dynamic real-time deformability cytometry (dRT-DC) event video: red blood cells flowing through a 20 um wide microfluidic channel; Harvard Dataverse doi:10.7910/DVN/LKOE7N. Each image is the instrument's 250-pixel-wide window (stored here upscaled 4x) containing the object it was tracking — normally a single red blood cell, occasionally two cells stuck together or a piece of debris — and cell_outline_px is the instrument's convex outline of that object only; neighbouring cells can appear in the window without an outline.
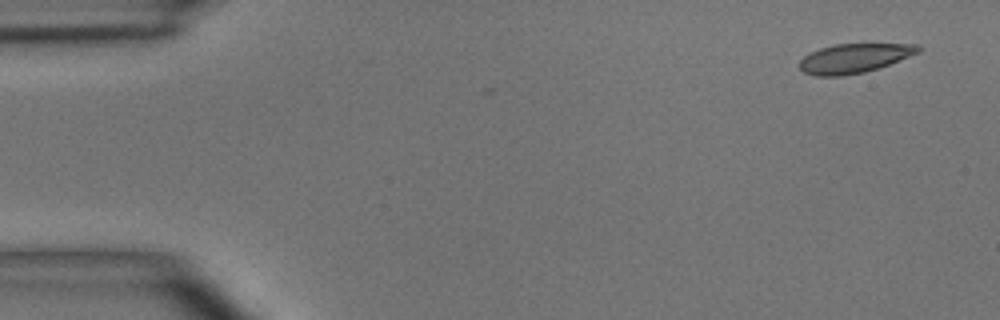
{"species": "common noctule bat (a hibernating species)", "species_latin": "Nyctalus noctula", "temperature_condition": "room temperature", "stored_images_in_passage": 4, "camera_frame_rate_fps": 3000, "um_per_image_px": 0.085, "animal": {"sex": "male", "body_mass_g": 15.6}, "frame": {"image": 1, "passage_image": 1, "time_ms": 0.0, "image_size_px": [1000, 320], "cell_outline_px": [[920, 52], [888, 64], [864, 72], [840, 76], [816, 76], [804, 72], [800, 68], [800, 60], [804, 56], [820, 48], [832, 44], [920, 44]], "centroid_in_image_um": [72.59, 4.94], "position_along_channel_um": 12.4, "area_um2": 20.0}}
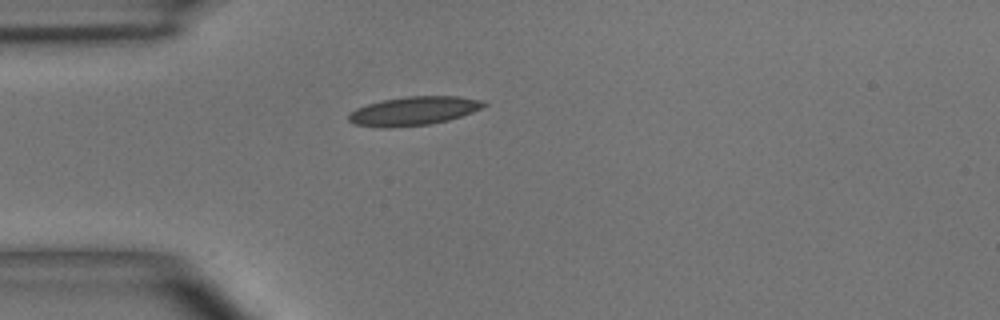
{"frame": {"image": 2, "passage_image": 4, "time_ms": 3.667, "image_size_px": [1000, 320], "cell_outline_px": [[488, 104], [472, 112], [448, 120], [428, 124], [388, 128], [384, 128], [356, 124], [348, 120], [348, 116], [356, 108], [368, 104], [384, 100], [404, 96], [460, 96], [484, 100]], "centroid_in_image_um": [35.19, 9.42], "position_along_channel_um": 49.8, "area_um2": 22.48}}